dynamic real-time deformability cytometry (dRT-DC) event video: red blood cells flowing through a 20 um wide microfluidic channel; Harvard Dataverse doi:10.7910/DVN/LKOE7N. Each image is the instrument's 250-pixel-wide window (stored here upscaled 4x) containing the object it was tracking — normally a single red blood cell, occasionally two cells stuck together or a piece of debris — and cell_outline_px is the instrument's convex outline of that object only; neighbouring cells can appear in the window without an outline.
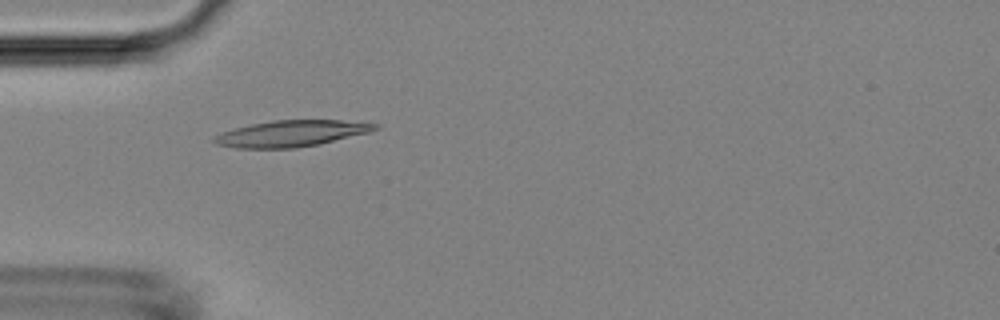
{"species": "Egyptian fruit bat (a non-hibernating species)", "species_latin": "Rousettus aegyptiacus", "temperature_condition": "room temperature", "stored_images_in_passage": 7, "camera_frame_rate_fps": 3000, "um_per_image_px": 0.085, "animal": {"sex": "female"}, "frame": {"image": 1, "passage_image": 5, "time_ms": 4.333, "image_size_px": [1000, 320], "cell_outline_px": [[380, 128], [368, 132], [320, 144], [296, 148], [236, 148], [216, 144], [212, 140], [212, 136], [220, 132], [252, 124], [272, 120], [340, 120], [380, 124]], "centroid_in_image_um": [24.73, 11.35], "position_along_channel_um": 60.3, "area_um2": 24.62}}